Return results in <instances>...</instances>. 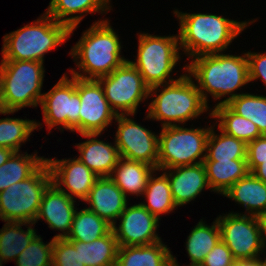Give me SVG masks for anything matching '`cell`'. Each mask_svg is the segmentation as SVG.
I'll use <instances>...</instances> for the list:
<instances>
[{
  "label": "cell",
  "instance_id": "6da1fadb",
  "mask_svg": "<svg viewBox=\"0 0 266 266\" xmlns=\"http://www.w3.org/2000/svg\"><path fill=\"white\" fill-rule=\"evenodd\" d=\"M183 69L190 77L196 78L195 81L199 83L196 84L197 88L206 104L208 93L215 100L229 95L230 97L217 104L222 105L240 95L234 91L249 83L247 53L243 56L223 53L200 55Z\"/></svg>",
  "mask_w": 266,
  "mask_h": 266
},
{
  "label": "cell",
  "instance_id": "7a4b0ae2",
  "mask_svg": "<svg viewBox=\"0 0 266 266\" xmlns=\"http://www.w3.org/2000/svg\"><path fill=\"white\" fill-rule=\"evenodd\" d=\"M174 14L179 18V46L189 57L221 53L250 22L227 19L210 13Z\"/></svg>",
  "mask_w": 266,
  "mask_h": 266
},
{
  "label": "cell",
  "instance_id": "3957f363",
  "mask_svg": "<svg viewBox=\"0 0 266 266\" xmlns=\"http://www.w3.org/2000/svg\"><path fill=\"white\" fill-rule=\"evenodd\" d=\"M121 43L108 20L95 22L71 48V56L83 74L70 69L72 76L98 79L109 75L128 59L121 57ZM86 73V74H85ZM88 75V76H87Z\"/></svg>",
  "mask_w": 266,
  "mask_h": 266
},
{
  "label": "cell",
  "instance_id": "277c9868",
  "mask_svg": "<svg viewBox=\"0 0 266 266\" xmlns=\"http://www.w3.org/2000/svg\"><path fill=\"white\" fill-rule=\"evenodd\" d=\"M160 86L164 88L157 95V90H161ZM149 95L156 96L149 104L146 117L164 121L162 127L174 126L177 123L185 124L186 121L197 118L209 108L188 74L181 75L178 80L171 83L150 87Z\"/></svg>",
  "mask_w": 266,
  "mask_h": 266
},
{
  "label": "cell",
  "instance_id": "5b68a950",
  "mask_svg": "<svg viewBox=\"0 0 266 266\" xmlns=\"http://www.w3.org/2000/svg\"><path fill=\"white\" fill-rule=\"evenodd\" d=\"M70 28L44 13L35 22L3 37L2 60L44 62V54L62 45Z\"/></svg>",
  "mask_w": 266,
  "mask_h": 266
},
{
  "label": "cell",
  "instance_id": "8992f818",
  "mask_svg": "<svg viewBox=\"0 0 266 266\" xmlns=\"http://www.w3.org/2000/svg\"><path fill=\"white\" fill-rule=\"evenodd\" d=\"M44 67L42 62L1 60V99L5 111H18L25 106H38L43 94Z\"/></svg>",
  "mask_w": 266,
  "mask_h": 266
},
{
  "label": "cell",
  "instance_id": "52a82bcc",
  "mask_svg": "<svg viewBox=\"0 0 266 266\" xmlns=\"http://www.w3.org/2000/svg\"><path fill=\"white\" fill-rule=\"evenodd\" d=\"M52 183L45 161L30 177L0 192V220L36 223L43 194Z\"/></svg>",
  "mask_w": 266,
  "mask_h": 266
},
{
  "label": "cell",
  "instance_id": "ba28073f",
  "mask_svg": "<svg viewBox=\"0 0 266 266\" xmlns=\"http://www.w3.org/2000/svg\"><path fill=\"white\" fill-rule=\"evenodd\" d=\"M138 36L137 59L136 62H130L140 72L144 82L153 87L178 80L171 79L170 73L180 60L179 36H155L148 33H140Z\"/></svg>",
  "mask_w": 266,
  "mask_h": 266
},
{
  "label": "cell",
  "instance_id": "9c48e42d",
  "mask_svg": "<svg viewBox=\"0 0 266 266\" xmlns=\"http://www.w3.org/2000/svg\"><path fill=\"white\" fill-rule=\"evenodd\" d=\"M210 129H188L180 125L162 127L158 141L157 170L203 163Z\"/></svg>",
  "mask_w": 266,
  "mask_h": 266
},
{
  "label": "cell",
  "instance_id": "30bf717a",
  "mask_svg": "<svg viewBox=\"0 0 266 266\" xmlns=\"http://www.w3.org/2000/svg\"><path fill=\"white\" fill-rule=\"evenodd\" d=\"M97 80L102 85L105 98L116 115L134 116L139 103L149 97L150 87L130 60Z\"/></svg>",
  "mask_w": 266,
  "mask_h": 266
},
{
  "label": "cell",
  "instance_id": "8fae6325",
  "mask_svg": "<svg viewBox=\"0 0 266 266\" xmlns=\"http://www.w3.org/2000/svg\"><path fill=\"white\" fill-rule=\"evenodd\" d=\"M217 222L221 240L235 260H254L264 252L265 245L256 216L230 212L217 217Z\"/></svg>",
  "mask_w": 266,
  "mask_h": 266
},
{
  "label": "cell",
  "instance_id": "7c38bea8",
  "mask_svg": "<svg viewBox=\"0 0 266 266\" xmlns=\"http://www.w3.org/2000/svg\"><path fill=\"white\" fill-rule=\"evenodd\" d=\"M64 74L54 87L43 93L41 107L43 122L50 130L55 126L79 133V111L81 99L76 90V77L69 79Z\"/></svg>",
  "mask_w": 266,
  "mask_h": 266
},
{
  "label": "cell",
  "instance_id": "4fadbf2b",
  "mask_svg": "<svg viewBox=\"0 0 266 266\" xmlns=\"http://www.w3.org/2000/svg\"><path fill=\"white\" fill-rule=\"evenodd\" d=\"M129 115H117L115 144L120 157L139 161L157 170L159 136L136 123Z\"/></svg>",
  "mask_w": 266,
  "mask_h": 266
},
{
  "label": "cell",
  "instance_id": "5bb4252c",
  "mask_svg": "<svg viewBox=\"0 0 266 266\" xmlns=\"http://www.w3.org/2000/svg\"><path fill=\"white\" fill-rule=\"evenodd\" d=\"M76 90L81 99L79 134H101L116 118L100 82L76 77Z\"/></svg>",
  "mask_w": 266,
  "mask_h": 266
},
{
  "label": "cell",
  "instance_id": "9a60e30c",
  "mask_svg": "<svg viewBox=\"0 0 266 266\" xmlns=\"http://www.w3.org/2000/svg\"><path fill=\"white\" fill-rule=\"evenodd\" d=\"M120 224L112 226L119 246L149 245L162 241L156 233L159 219L141 203L126 206L118 217Z\"/></svg>",
  "mask_w": 266,
  "mask_h": 266
},
{
  "label": "cell",
  "instance_id": "2e32d148",
  "mask_svg": "<svg viewBox=\"0 0 266 266\" xmlns=\"http://www.w3.org/2000/svg\"><path fill=\"white\" fill-rule=\"evenodd\" d=\"M46 162L51 172L52 183L59 190L72 199L75 197L83 201L87 199L91 188L98 178L94 172L78 158L62 160L46 158ZM61 186L63 188L66 187V189Z\"/></svg>",
  "mask_w": 266,
  "mask_h": 266
},
{
  "label": "cell",
  "instance_id": "e0dca14e",
  "mask_svg": "<svg viewBox=\"0 0 266 266\" xmlns=\"http://www.w3.org/2000/svg\"><path fill=\"white\" fill-rule=\"evenodd\" d=\"M75 202V199H72L51 183L43 194L36 222L42 219L47 222L51 229L62 232L55 235L53 239L66 238L71 230L73 217L77 209L75 208Z\"/></svg>",
  "mask_w": 266,
  "mask_h": 266
},
{
  "label": "cell",
  "instance_id": "ac0fdd59",
  "mask_svg": "<svg viewBox=\"0 0 266 266\" xmlns=\"http://www.w3.org/2000/svg\"><path fill=\"white\" fill-rule=\"evenodd\" d=\"M169 179L175 205L183 206L194 200L205 188H210L203 163L164 169Z\"/></svg>",
  "mask_w": 266,
  "mask_h": 266
},
{
  "label": "cell",
  "instance_id": "d6986e66",
  "mask_svg": "<svg viewBox=\"0 0 266 266\" xmlns=\"http://www.w3.org/2000/svg\"><path fill=\"white\" fill-rule=\"evenodd\" d=\"M127 200L125 194L110 177H98L85 201L90 204L87 209L113 226L128 205Z\"/></svg>",
  "mask_w": 266,
  "mask_h": 266
},
{
  "label": "cell",
  "instance_id": "ffe728a7",
  "mask_svg": "<svg viewBox=\"0 0 266 266\" xmlns=\"http://www.w3.org/2000/svg\"><path fill=\"white\" fill-rule=\"evenodd\" d=\"M101 134H81L89 140L79 143L77 149L81 154L78 159L98 177H109L117 165L120 155L118 148L110 143L98 140Z\"/></svg>",
  "mask_w": 266,
  "mask_h": 266
},
{
  "label": "cell",
  "instance_id": "44dd1931",
  "mask_svg": "<svg viewBox=\"0 0 266 266\" xmlns=\"http://www.w3.org/2000/svg\"><path fill=\"white\" fill-rule=\"evenodd\" d=\"M108 4H110V0H51L45 13L57 22L66 24L70 28L69 36H71L84 18V13L108 12L111 10V6H107ZM76 13H79V16ZM69 15L73 16L69 17Z\"/></svg>",
  "mask_w": 266,
  "mask_h": 266
},
{
  "label": "cell",
  "instance_id": "7402d4cb",
  "mask_svg": "<svg viewBox=\"0 0 266 266\" xmlns=\"http://www.w3.org/2000/svg\"><path fill=\"white\" fill-rule=\"evenodd\" d=\"M116 266H173V255L162 241L149 245L119 246Z\"/></svg>",
  "mask_w": 266,
  "mask_h": 266
},
{
  "label": "cell",
  "instance_id": "603a6c76",
  "mask_svg": "<svg viewBox=\"0 0 266 266\" xmlns=\"http://www.w3.org/2000/svg\"><path fill=\"white\" fill-rule=\"evenodd\" d=\"M156 170L146 163L120 157L113 172L109 176L127 197L132 194L143 195L147 181Z\"/></svg>",
  "mask_w": 266,
  "mask_h": 266
},
{
  "label": "cell",
  "instance_id": "cb8c5ba5",
  "mask_svg": "<svg viewBox=\"0 0 266 266\" xmlns=\"http://www.w3.org/2000/svg\"><path fill=\"white\" fill-rule=\"evenodd\" d=\"M223 195L245 207V215L257 216L266 211V183L251 172L235 182Z\"/></svg>",
  "mask_w": 266,
  "mask_h": 266
},
{
  "label": "cell",
  "instance_id": "d4e9b609",
  "mask_svg": "<svg viewBox=\"0 0 266 266\" xmlns=\"http://www.w3.org/2000/svg\"><path fill=\"white\" fill-rule=\"evenodd\" d=\"M203 165L210 189L222 195L249 173L246 159L203 161Z\"/></svg>",
  "mask_w": 266,
  "mask_h": 266
},
{
  "label": "cell",
  "instance_id": "484cf974",
  "mask_svg": "<svg viewBox=\"0 0 266 266\" xmlns=\"http://www.w3.org/2000/svg\"><path fill=\"white\" fill-rule=\"evenodd\" d=\"M79 248L81 264L85 266H116L119 245L113 230L92 242L71 241Z\"/></svg>",
  "mask_w": 266,
  "mask_h": 266
},
{
  "label": "cell",
  "instance_id": "4316f807",
  "mask_svg": "<svg viewBox=\"0 0 266 266\" xmlns=\"http://www.w3.org/2000/svg\"><path fill=\"white\" fill-rule=\"evenodd\" d=\"M32 222L7 221L0 229V266L7 260H16L37 235ZM30 225L24 231L21 226Z\"/></svg>",
  "mask_w": 266,
  "mask_h": 266
},
{
  "label": "cell",
  "instance_id": "83f0119b",
  "mask_svg": "<svg viewBox=\"0 0 266 266\" xmlns=\"http://www.w3.org/2000/svg\"><path fill=\"white\" fill-rule=\"evenodd\" d=\"M219 120L218 128L228 135L243 140L246 144L262 136L257 126L249 119L234 113L226 104L216 105L210 118Z\"/></svg>",
  "mask_w": 266,
  "mask_h": 266
},
{
  "label": "cell",
  "instance_id": "f1b7e54d",
  "mask_svg": "<svg viewBox=\"0 0 266 266\" xmlns=\"http://www.w3.org/2000/svg\"><path fill=\"white\" fill-rule=\"evenodd\" d=\"M111 230V224L86 207L80 211H75L71 230L66 239L69 241L92 242L107 235Z\"/></svg>",
  "mask_w": 266,
  "mask_h": 266
},
{
  "label": "cell",
  "instance_id": "f546056e",
  "mask_svg": "<svg viewBox=\"0 0 266 266\" xmlns=\"http://www.w3.org/2000/svg\"><path fill=\"white\" fill-rule=\"evenodd\" d=\"M220 240L221 234L217 218L211 226L206 225L201 219L192 229L186 241V249L191 260L190 265L201 264Z\"/></svg>",
  "mask_w": 266,
  "mask_h": 266
},
{
  "label": "cell",
  "instance_id": "4dcf8cb0",
  "mask_svg": "<svg viewBox=\"0 0 266 266\" xmlns=\"http://www.w3.org/2000/svg\"><path fill=\"white\" fill-rule=\"evenodd\" d=\"M46 158L37 154H20L14 152L9 159L0 166V192L10 185L30 177L44 162Z\"/></svg>",
  "mask_w": 266,
  "mask_h": 266
},
{
  "label": "cell",
  "instance_id": "1f68e13d",
  "mask_svg": "<svg viewBox=\"0 0 266 266\" xmlns=\"http://www.w3.org/2000/svg\"><path fill=\"white\" fill-rule=\"evenodd\" d=\"M221 131L215 134L211 127L206 144V157L204 161H225L233 159H246L247 144L234 136Z\"/></svg>",
  "mask_w": 266,
  "mask_h": 266
},
{
  "label": "cell",
  "instance_id": "d6a6232c",
  "mask_svg": "<svg viewBox=\"0 0 266 266\" xmlns=\"http://www.w3.org/2000/svg\"><path fill=\"white\" fill-rule=\"evenodd\" d=\"M153 176L150 175L143 193L148 204L145 202L141 204L160 220L161 214L170 213L177 206L171 195L168 176L164 172L159 177Z\"/></svg>",
  "mask_w": 266,
  "mask_h": 266
},
{
  "label": "cell",
  "instance_id": "836d02e7",
  "mask_svg": "<svg viewBox=\"0 0 266 266\" xmlns=\"http://www.w3.org/2000/svg\"><path fill=\"white\" fill-rule=\"evenodd\" d=\"M226 105L236 114L251 120L266 135V96L241 93Z\"/></svg>",
  "mask_w": 266,
  "mask_h": 266
},
{
  "label": "cell",
  "instance_id": "e575fe53",
  "mask_svg": "<svg viewBox=\"0 0 266 266\" xmlns=\"http://www.w3.org/2000/svg\"><path fill=\"white\" fill-rule=\"evenodd\" d=\"M42 124L34 120L20 118L0 119V147L19 152L21 143L26 142L31 133Z\"/></svg>",
  "mask_w": 266,
  "mask_h": 266
},
{
  "label": "cell",
  "instance_id": "d590c367",
  "mask_svg": "<svg viewBox=\"0 0 266 266\" xmlns=\"http://www.w3.org/2000/svg\"><path fill=\"white\" fill-rule=\"evenodd\" d=\"M54 239L44 244L36 235L15 260L17 266H52Z\"/></svg>",
  "mask_w": 266,
  "mask_h": 266
},
{
  "label": "cell",
  "instance_id": "8d00e7d4",
  "mask_svg": "<svg viewBox=\"0 0 266 266\" xmlns=\"http://www.w3.org/2000/svg\"><path fill=\"white\" fill-rule=\"evenodd\" d=\"M52 266H85L81 264L79 248L66 238H56L53 243Z\"/></svg>",
  "mask_w": 266,
  "mask_h": 266
},
{
  "label": "cell",
  "instance_id": "74e56055",
  "mask_svg": "<svg viewBox=\"0 0 266 266\" xmlns=\"http://www.w3.org/2000/svg\"><path fill=\"white\" fill-rule=\"evenodd\" d=\"M246 161L249 172H252L261 161H266V135L257 137L254 141L247 143Z\"/></svg>",
  "mask_w": 266,
  "mask_h": 266
},
{
  "label": "cell",
  "instance_id": "f35d334b",
  "mask_svg": "<svg viewBox=\"0 0 266 266\" xmlns=\"http://www.w3.org/2000/svg\"><path fill=\"white\" fill-rule=\"evenodd\" d=\"M236 261L227 245L220 240L206 255L203 266H229Z\"/></svg>",
  "mask_w": 266,
  "mask_h": 266
},
{
  "label": "cell",
  "instance_id": "ab89813d",
  "mask_svg": "<svg viewBox=\"0 0 266 266\" xmlns=\"http://www.w3.org/2000/svg\"><path fill=\"white\" fill-rule=\"evenodd\" d=\"M249 82L262 78L266 86V52L265 54L247 52Z\"/></svg>",
  "mask_w": 266,
  "mask_h": 266
},
{
  "label": "cell",
  "instance_id": "60d3db41",
  "mask_svg": "<svg viewBox=\"0 0 266 266\" xmlns=\"http://www.w3.org/2000/svg\"><path fill=\"white\" fill-rule=\"evenodd\" d=\"M256 218H257L258 223H259V228H260L263 243L266 247V211L258 214L256 216Z\"/></svg>",
  "mask_w": 266,
  "mask_h": 266
},
{
  "label": "cell",
  "instance_id": "b9f144b4",
  "mask_svg": "<svg viewBox=\"0 0 266 266\" xmlns=\"http://www.w3.org/2000/svg\"><path fill=\"white\" fill-rule=\"evenodd\" d=\"M251 173L256 178L266 183V161H261V164L258 165Z\"/></svg>",
  "mask_w": 266,
  "mask_h": 266
},
{
  "label": "cell",
  "instance_id": "7bdbcfd3",
  "mask_svg": "<svg viewBox=\"0 0 266 266\" xmlns=\"http://www.w3.org/2000/svg\"><path fill=\"white\" fill-rule=\"evenodd\" d=\"M14 153L11 149L0 147V166H2Z\"/></svg>",
  "mask_w": 266,
  "mask_h": 266
},
{
  "label": "cell",
  "instance_id": "ee69618b",
  "mask_svg": "<svg viewBox=\"0 0 266 266\" xmlns=\"http://www.w3.org/2000/svg\"><path fill=\"white\" fill-rule=\"evenodd\" d=\"M240 266H265V260H261V257L254 260H240Z\"/></svg>",
  "mask_w": 266,
  "mask_h": 266
},
{
  "label": "cell",
  "instance_id": "f6af8a7d",
  "mask_svg": "<svg viewBox=\"0 0 266 266\" xmlns=\"http://www.w3.org/2000/svg\"><path fill=\"white\" fill-rule=\"evenodd\" d=\"M16 111H5L3 104H2V99H1V81H0V114L6 115V114H12Z\"/></svg>",
  "mask_w": 266,
  "mask_h": 266
},
{
  "label": "cell",
  "instance_id": "bcb514c9",
  "mask_svg": "<svg viewBox=\"0 0 266 266\" xmlns=\"http://www.w3.org/2000/svg\"><path fill=\"white\" fill-rule=\"evenodd\" d=\"M173 266H179L175 257H173ZM189 266H203L202 264H193Z\"/></svg>",
  "mask_w": 266,
  "mask_h": 266
},
{
  "label": "cell",
  "instance_id": "7dc6e473",
  "mask_svg": "<svg viewBox=\"0 0 266 266\" xmlns=\"http://www.w3.org/2000/svg\"><path fill=\"white\" fill-rule=\"evenodd\" d=\"M229 266H240V260H236V261H234L231 265H229Z\"/></svg>",
  "mask_w": 266,
  "mask_h": 266
}]
</instances>
